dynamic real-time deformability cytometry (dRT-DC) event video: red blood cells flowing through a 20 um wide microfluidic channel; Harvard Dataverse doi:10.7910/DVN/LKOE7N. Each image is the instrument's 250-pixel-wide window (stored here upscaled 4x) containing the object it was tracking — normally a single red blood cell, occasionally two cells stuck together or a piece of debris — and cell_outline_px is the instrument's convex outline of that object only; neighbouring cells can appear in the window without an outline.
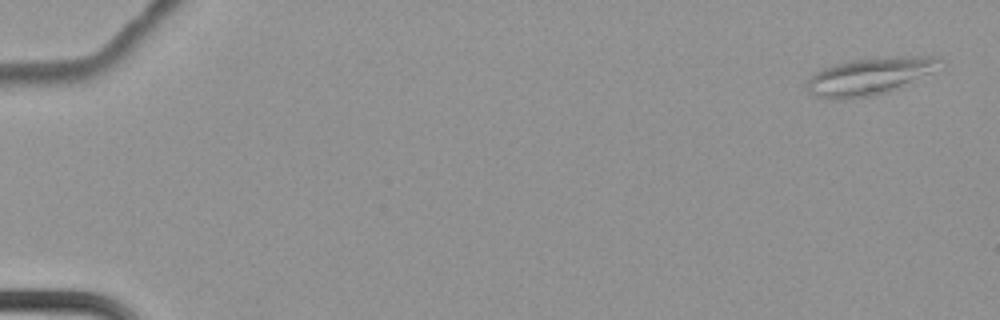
{"species": "common noctule bat (a hibernating species)", "species_latin": "Nyctalus noctula", "temperature_condition": "cold", "stored_images_in_passage": 6, "camera_frame_rate_fps": 3000, "um_per_image_px": 0.085, "animal": {"sex": "female", "body_mass_g": 22.7, "forearm_length_mm": 54.2}, "frame": {"image": 1, "passage_image": 1, "time_ms": 0.0, "image_size_px": [1000, 320], "cell_outline_px": [[944, 60], [932, 72], [900, 88], [876, 96], [844, 100], [824, 100], [812, 96], [808, 92], [808, 80], [816, 72], [824, 68], [836, 64], [852, 60], [892, 56], [940, 56]], "centroid_in_image_um": [73.92, 6.51], "position_along_channel_um": 11.1, "area_um2": 29.3}}